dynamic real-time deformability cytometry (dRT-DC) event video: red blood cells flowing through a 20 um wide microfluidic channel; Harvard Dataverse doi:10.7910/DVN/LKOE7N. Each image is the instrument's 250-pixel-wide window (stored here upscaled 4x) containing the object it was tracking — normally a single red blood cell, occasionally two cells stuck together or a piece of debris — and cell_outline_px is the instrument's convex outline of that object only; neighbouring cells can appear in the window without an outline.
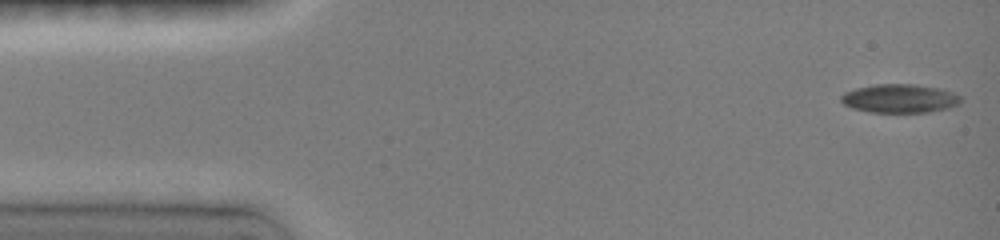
{"species": "common noctule bat (a hibernating species)", "species_latin": "Nyctalus noctula", "temperature_condition": "room temperature", "stored_images_in_passage": 48, "camera_frame_rate_fps": 3000, "um_per_image_px": 0.085, "animal": {"sex": "female", "body_mass_g": 19.0, "forearm_length_mm": 51.5}, "frame": {"image": 1, "passage_image": 1, "time_ms": 0.0, "image_size_px": [1000, 240], "cell_outline_px": [[964, 100], [960, 104], [948, 108], [928, 112], [868, 112], [852, 108], [844, 104], [840, 100], [840, 96], [844, 92], [856, 88], [876, 84], [912, 84], [940, 88], [952, 92], [960, 96]], "centroid_in_image_um": [76.48, 8.37], "position_along_channel_um": 8.5, "area_um2": 20.11}}
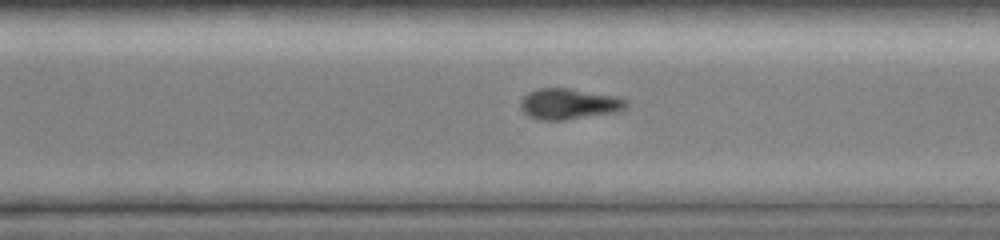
{"frame": {"image": 2, "passage_image": 33, "time_ms": 10.667, "image_size_px": [1000, 240], "cell_outline_px": [[628, 104], [624, 108], [616, 112], [564, 120], [540, 120], [528, 116], [520, 108], [520, 104], [524, 96], [528, 92], [540, 88], [568, 88], [616, 96], [628, 100]], "centroid_in_image_um": [48.35, 8.83], "position_along_channel_um": 322.3, "area_um2": 18.9}}
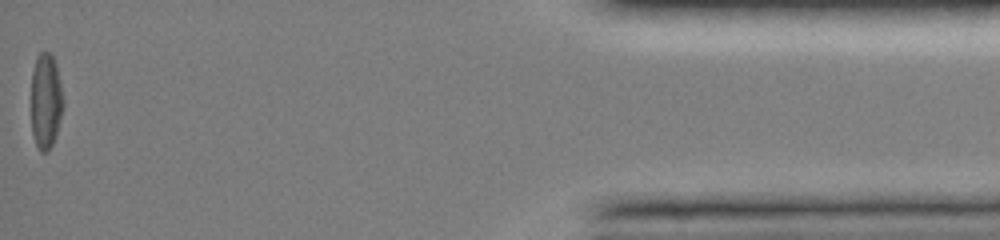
{"frame": {"image": 3, "passage_image": 48, "time_ms": 15.333, "image_size_px": [1000, 240], "cell_outline_px": [[64, 104], [56, 132], [52, 144], [48, 152], [40, 152], [36, 144], [32, 132], [32, 72], [36, 56], [40, 52], [48, 52], [52, 56], [56, 64], [64, 100]], "centroid_in_image_um": [3.89, 8.58], "position_along_channel_um": 431.3, "area_um2": 17.69}, "authors_computed_cell_mechanics": {"area_um2": 19.652, "velocity_mm_per_s": 4.0149, "shape_relaxation_time_tau1_ms": 2.9166, "shape_relaxation_time_tau2_ms": null, "deformation_change_tau1": 0.1248, "deformation_change_tau2": null}}